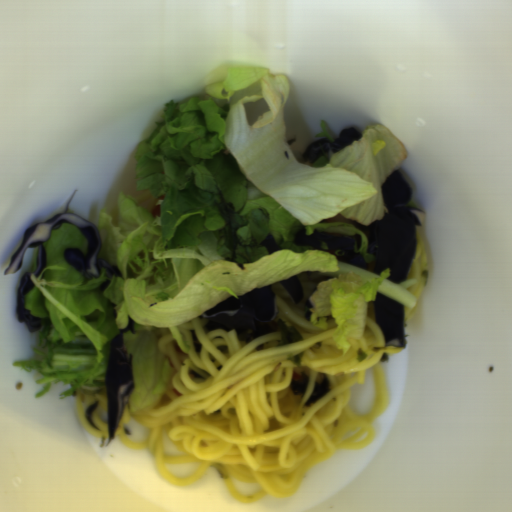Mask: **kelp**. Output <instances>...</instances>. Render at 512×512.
Returning <instances> with one entry per match:
<instances>
[{
  "label": "kelp",
  "instance_id": "kelp-3",
  "mask_svg": "<svg viewBox=\"0 0 512 512\" xmlns=\"http://www.w3.org/2000/svg\"><path fill=\"white\" fill-rule=\"evenodd\" d=\"M308 383L309 376L306 373H301L297 380L289 381L288 387L295 396L304 397L308 389Z\"/></svg>",
  "mask_w": 512,
  "mask_h": 512
},
{
  "label": "kelp",
  "instance_id": "kelp-2",
  "mask_svg": "<svg viewBox=\"0 0 512 512\" xmlns=\"http://www.w3.org/2000/svg\"><path fill=\"white\" fill-rule=\"evenodd\" d=\"M330 390H331V383H330L329 379L327 378V376L325 375L322 377V379L320 381L315 382L314 388H313L310 396L304 403V407H309L310 405H312L313 403H315L316 401H318L319 399H321L322 397L327 395Z\"/></svg>",
  "mask_w": 512,
  "mask_h": 512
},
{
  "label": "kelp",
  "instance_id": "kelp-1",
  "mask_svg": "<svg viewBox=\"0 0 512 512\" xmlns=\"http://www.w3.org/2000/svg\"><path fill=\"white\" fill-rule=\"evenodd\" d=\"M277 326L281 334V340L278 344V347L303 340V337L298 332V330L293 325L287 326L285 320L278 318Z\"/></svg>",
  "mask_w": 512,
  "mask_h": 512
},
{
  "label": "kelp",
  "instance_id": "kelp-4",
  "mask_svg": "<svg viewBox=\"0 0 512 512\" xmlns=\"http://www.w3.org/2000/svg\"><path fill=\"white\" fill-rule=\"evenodd\" d=\"M302 359H303V352L300 351L296 355L287 358V362L291 363L294 366L302 367L301 366Z\"/></svg>",
  "mask_w": 512,
  "mask_h": 512
}]
</instances>
